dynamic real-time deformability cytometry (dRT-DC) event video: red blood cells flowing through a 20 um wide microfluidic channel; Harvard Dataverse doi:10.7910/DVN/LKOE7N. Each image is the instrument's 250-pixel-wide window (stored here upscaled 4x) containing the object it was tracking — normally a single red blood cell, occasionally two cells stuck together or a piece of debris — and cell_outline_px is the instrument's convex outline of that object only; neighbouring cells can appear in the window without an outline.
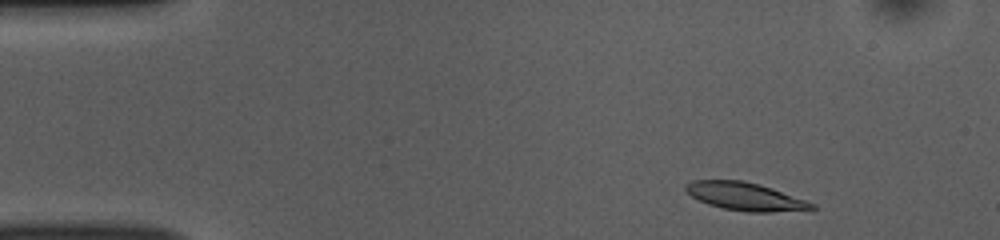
{"species": "common noctule bat (a hibernating species)", "species_latin": "Nyctalus noctula", "temperature_condition": "room temperature", "stored_images_in_passage": 48, "camera_frame_rate_fps": 3000, "um_per_image_px": 0.085, "animal": {"sex": "female", "body_mass_g": 10.0, "forearm_length_mm": 53.1}, "frame": {"image": 1, "passage_image": 3, "time_ms": 0.667, "image_size_px": [1000, 240], "cell_outline_px": [[816, 208], [768, 212], [748, 212], [724, 208], [708, 204], [692, 196], [684, 188], [684, 184], [692, 180], [744, 180], [772, 188], [816, 204]], "centroid_in_image_um": [63.3, 16.68], "position_along_channel_um": 21.7, "area_um2": 20.23}}
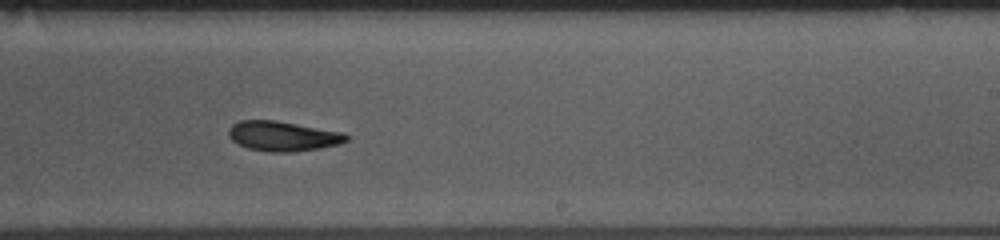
{"frame": {"image": 2, "passage_image": 28, "time_ms": 9.0, "image_size_px": [1000, 240], "cell_outline_px": [[348, 140], [340, 144], [320, 148], [292, 152], [272, 152], [248, 148], [232, 140], [228, 136], [228, 128], [232, 124], [240, 120], [276, 120], [344, 132], [348, 136]], "centroid_in_image_um": [24.05, 11.56], "position_along_channel_um": 265.0, "area_um2": 20.58}}
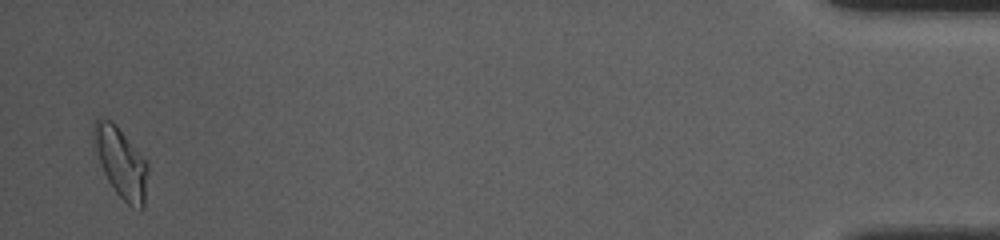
{"frame": {"image": 3, "passage_image": 47, "time_ms": 15.333, "image_size_px": [1000, 240], "cell_outline_px": [[148, 172], [144, 208], [140, 212], [132, 208], [116, 192], [108, 180], [104, 172], [96, 148], [92, 132], [92, 124], [100, 116], [112, 120], [116, 124], [148, 164]], "centroid_in_image_um": [10.3, 13.83], "position_along_channel_um": 424.9, "area_um2": 21.96}, "authors_computed_cell_mechanics": {"area_um2": 20.8658, "velocity_mm_per_s": 3.8519, "shape_relaxation_time_tau1_ms": 5.3654, "shape_relaxation_time_tau2_ms": 3.0934, "deformation_change_tau1": 0.1422, "deformation_change_tau2": 0.0967}}